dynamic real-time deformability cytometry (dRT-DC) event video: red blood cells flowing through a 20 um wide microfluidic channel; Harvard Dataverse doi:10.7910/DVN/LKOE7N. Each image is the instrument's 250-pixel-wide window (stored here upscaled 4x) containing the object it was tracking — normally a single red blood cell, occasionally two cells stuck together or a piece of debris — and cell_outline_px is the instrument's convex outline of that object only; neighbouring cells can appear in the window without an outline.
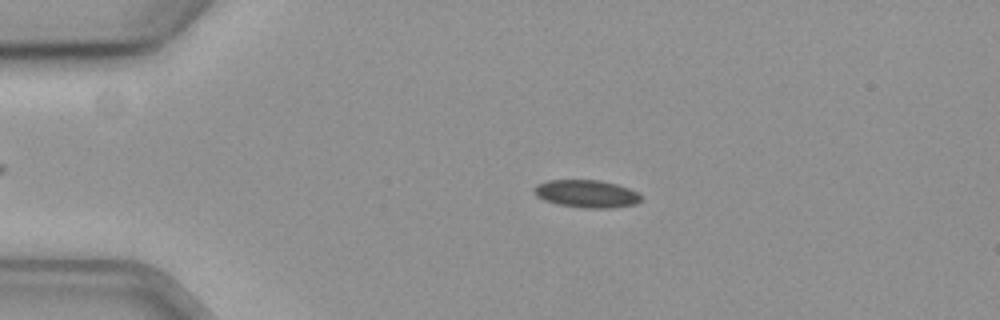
{"species": "common noctule bat (a hibernating species)", "species_latin": "Nyctalus noctula", "temperature_condition": "cold", "stored_images_in_passage": 55, "camera_frame_rate_fps": 3000, "um_per_image_px": 0.085, "animal": {"sex": "female", "body_mass_g": 19.3, "forearm_length_mm": 54.1}, "frame": {"image": 1, "passage_image": 13, "time_ms": 4.0, "image_size_px": [1000, 320], "cell_outline_px": [[640, 200], [632, 204], [612, 208], [584, 208], [560, 204], [544, 200], [536, 196], [532, 188], [536, 184], [548, 180], [600, 180], [616, 184], [628, 188], [636, 192], [640, 196]], "centroid_in_image_um": [49.79, 16.46], "position_along_channel_um": 35.2, "area_um2": 17.05}}
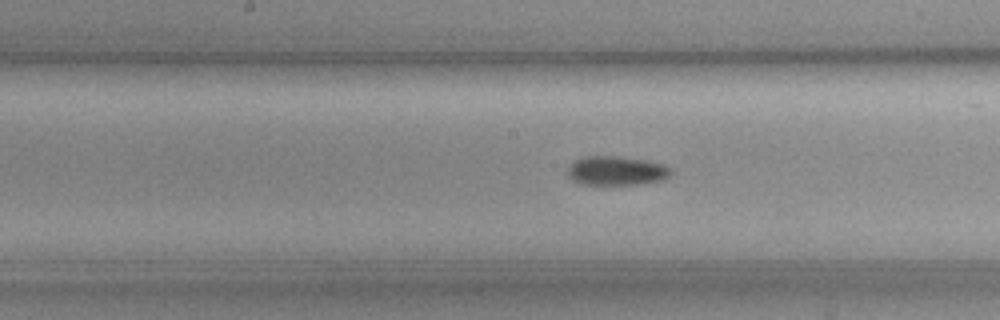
{"frame": {"image": 2, "passage_image": 30, "time_ms": 9.667, "image_size_px": [1000, 320], "cell_outline_px": [[672, 172], [664, 180], [640, 184], [580, 184], [572, 180], [568, 176], [568, 164], [580, 156], [620, 156], [648, 160], [664, 164], [672, 168]], "centroid_in_image_um": [52.39, 14.5], "position_along_channel_um": 195.8, "area_um2": 17.92}}
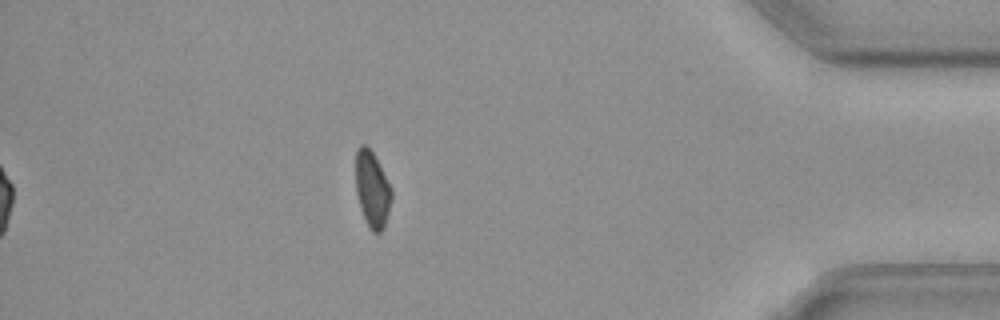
{"frame": {"image": 3, "passage_image": 51, "time_ms": 16.667, "image_size_px": [1000, 320], "cell_outline_px": [[392, 196], [384, 228], [380, 232], [372, 232], [360, 208], [356, 192], [356, 148], [360, 144], [364, 144], [372, 152], [392, 188]], "centroid_in_image_um": [31.63, 16.08], "position_along_channel_um": 403.6, "area_um2": 15.66}, "authors_computed_cell_mechanics": {"area_um2": 16.9354, "velocity_mm_per_s": 3.6168, "shape_relaxation_time_tau1_ms": 5.413, "shape_relaxation_time_tau2_ms": 10.5105, "deformation_change_tau1": 0.1068, "deformation_change_tau2": 0.1726}}